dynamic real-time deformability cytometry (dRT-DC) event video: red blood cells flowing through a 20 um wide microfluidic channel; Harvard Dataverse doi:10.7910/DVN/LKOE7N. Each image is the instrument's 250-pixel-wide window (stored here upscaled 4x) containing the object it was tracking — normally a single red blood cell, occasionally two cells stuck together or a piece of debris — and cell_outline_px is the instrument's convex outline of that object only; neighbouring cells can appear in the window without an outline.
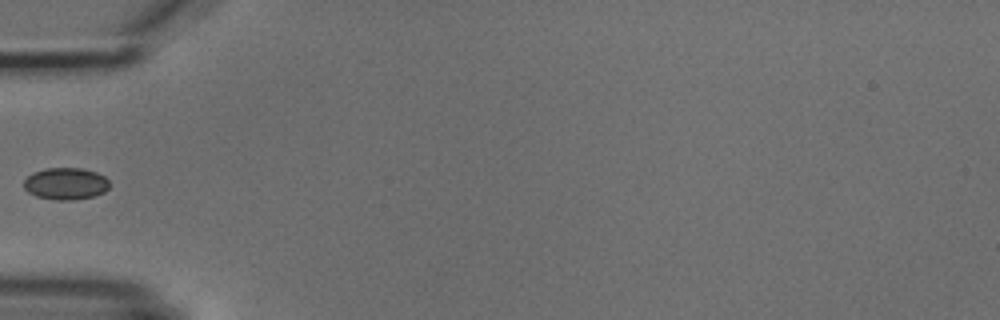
{"species": "common noctule bat (a hibernating species)", "species_latin": "Nyctalus noctula", "temperature_condition": "cold", "stored_images_in_passage": 6, "segment_of_instrument_passage": [2, 2], "camera_frame_rate_fps": 3000, "um_per_image_px": 0.085, "animal": {"sex": "male", "body_mass_g": 18.8}, "frame": {"image": 1, "passage_image": 5, "time_ms": 5.667, "image_size_px": [1000, 320], "cell_outline_px": [[108, 188], [104, 192], [96, 196], [72, 200], [56, 200], [36, 196], [28, 192], [24, 188], [24, 180], [32, 172], [44, 168], [80, 168], [96, 172], [104, 176], [108, 180]], "centroid_in_image_um": [5.57, 15.61], "position_along_channel_um": 79.4, "area_um2": 16.01}}
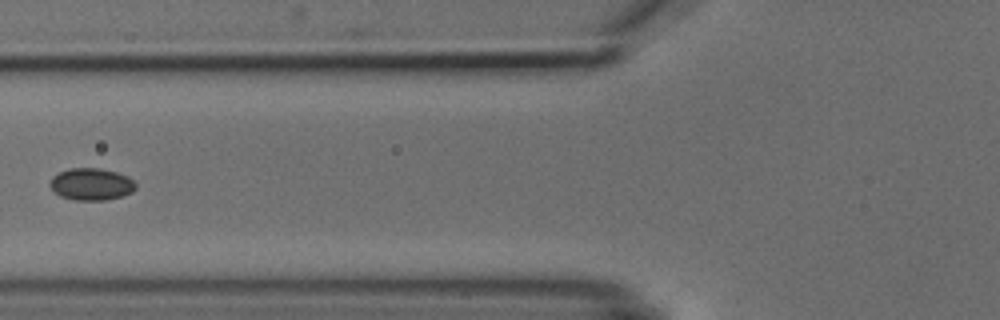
{"frame": {"image": 2, "passage_image": 6, "time_ms": 6.667, "image_size_px": [1000, 320], "cell_outline_px": [[136, 188], [132, 192], [124, 196], [104, 200], [72, 200], [60, 196], [48, 184], [52, 176], [68, 168], [100, 168], [116, 172], [128, 176], [136, 184]], "centroid_in_image_um": [7.76, 15.66], "position_along_channel_um": 118.0, "area_um2": 16.13}}